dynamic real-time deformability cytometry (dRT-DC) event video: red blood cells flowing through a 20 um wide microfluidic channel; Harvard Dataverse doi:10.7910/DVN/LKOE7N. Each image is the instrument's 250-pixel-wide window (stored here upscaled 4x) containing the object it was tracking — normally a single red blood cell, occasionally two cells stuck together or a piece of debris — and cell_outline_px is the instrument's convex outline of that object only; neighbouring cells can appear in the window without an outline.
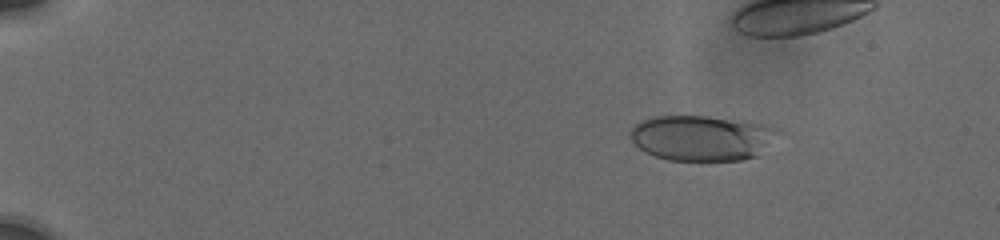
{"species": "human", "species_latin": "Homo sapiens", "temperature_condition": "cold", "stored_images_in_passage": 33, "camera_frame_rate_fps": 3000, "um_per_image_px": 0.085, "donor": {"sex": "male"}, "frame": {"image": 1, "passage_image": 7, "time_ms": 3.0, "image_size_px": [1000, 240], "cell_outline_px": [[784, 132], [760, 156], [740, 160], [668, 160], [656, 156], [640, 148], [628, 136], [628, 132], [640, 120], [652, 116], [708, 116], [764, 124], [780, 128]], "centroid_in_image_um": [59.74, 11.72], "position_along_channel_um": 25.3, "area_um2": 39.65}}
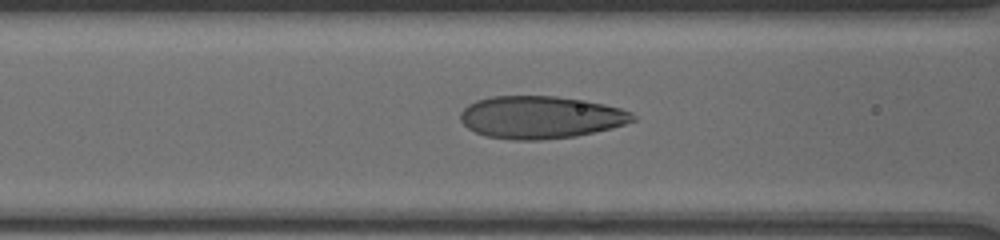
{"frame": {"image": 2, "passage_image": 18, "time_ms": 8.667, "image_size_px": [1000, 240], "cell_outline_px": [[636, 120], [612, 128], [576, 136], [540, 140], [512, 140], [484, 136], [468, 128], [460, 120], [460, 112], [468, 104], [476, 100], [492, 96], [556, 96], [604, 104], [620, 108], [632, 112], [636, 116]], "centroid_in_image_um": [45.93, 9.97], "position_along_channel_um": 120.7, "area_um2": 42.77}}
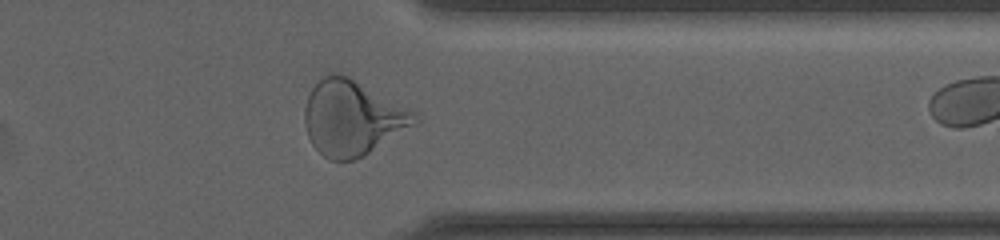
{"frame": {"image": 3, "passage_image": 32, "time_ms": 15.667, "image_size_px": [1000, 240], "cell_outline_px": [[420, 120], [416, 124], [364, 156], [356, 160], [332, 160], [324, 156], [312, 144], [308, 136], [304, 124], [304, 108], [308, 96], [312, 88], [324, 76], [332, 72], [340, 72], [348, 76], [416, 112]], "centroid_in_image_um": [29.95, 10.02], "position_along_channel_um": 381.5, "area_um2": 47.97}}